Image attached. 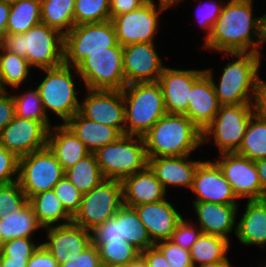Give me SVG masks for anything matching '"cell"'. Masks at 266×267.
<instances>
[{
	"mask_svg": "<svg viewBox=\"0 0 266 267\" xmlns=\"http://www.w3.org/2000/svg\"><path fill=\"white\" fill-rule=\"evenodd\" d=\"M253 0H227L202 48L219 53H257L260 17Z\"/></svg>",
	"mask_w": 266,
	"mask_h": 267,
	"instance_id": "6da1fadb",
	"label": "cell"
},
{
	"mask_svg": "<svg viewBox=\"0 0 266 267\" xmlns=\"http://www.w3.org/2000/svg\"><path fill=\"white\" fill-rule=\"evenodd\" d=\"M220 54L229 59L233 56L234 59L223 65L218 81L214 78L213 69H204L211 79L220 105L255 104L261 78L259 73L262 65L261 56L257 53Z\"/></svg>",
	"mask_w": 266,
	"mask_h": 267,
	"instance_id": "7a4b0ae2",
	"label": "cell"
},
{
	"mask_svg": "<svg viewBox=\"0 0 266 267\" xmlns=\"http://www.w3.org/2000/svg\"><path fill=\"white\" fill-rule=\"evenodd\" d=\"M142 137L148 159L191 155L203 147L202 131L184 114L166 113Z\"/></svg>",
	"mask_w": 266,
	"mask_h": 267,
	"instance_id": "3957f363",
	"label": "cell"
},
{
	"mask_svg": "<svg viewBox=\"0 0 266 267\" xmlns=\"http://www.w3.org/2000/svg\"><path fill=\"white\" fill-rule=\"evenodd\" d=\"M0 46L26 58L35 69L53 68L63 64L64 35L42 22L25 33H6Z\"/></svg>",
	"mask_w": 266,
	"mask_h": 267,
	"instance_id": "277c9868",
	"label": "cell"
},
{
	"mask_svg": "<svg viewBox=\"0 0 266 267\" xmlns=\"http://www.w3.org/2000/svg\"><path fill=\"white\" fill-rule=\"evenodd\" d=\"M125 135L143 136L167 112L158 82L131 83L123 90Z\"/></svg>",
	"mask_w": 266,
	"mask_h": 267,
	"instance_id": "5b68a950",
	"label": "cell"
},
{
	"mask_svg": "<svg viewBox=\"0 0 266 267\" xmlns=\"http://www.w3.org/2000/svg\"><path fill=\"white\" fill-rule=\"evenodd\" d=\"M39 71L42 72L43 78L37 82L38 85L35 84L39 90L46 115L49 117L48 112L50 111L57 118L59 117V120L61 118L63 121L61 123L65 124L80 109L81 99L79 100L77 95V82H75L80 79L77 69L63 63Z\"/></svg>",
	"mask_w": 266,
	"mask_h": 267,
	"instance_id": "8992f818",
	"label": "cell"
},
{
	"mask_svg": "<svg viewBox=\"0 0 266 267\" xmlns=\"http://www.w3.org/2000/svg\"><path fill=\"white\" fill-rule=\"evenodd\" d=\"M94 154L104 179L122 181L148 166L142 136L124 134L117 141L97 149Z\"/></svg>",
	"mask_w": 266,
	"mask_h": 267,
	"instance_id": "52a82bcc",
	"label": "cell"
},
{
	"mask_svg": "<svg viewBox=\"0 0 266 267\" xmlns=\"http://www.w3.org/2000/svg\"><path fill=\"white\" fill-rule=\"evenodd\" d=\"M255 104L222 105L212 122L202 131V145L212 142L219 154L239 149Z\"/></svg>",
	"mask_w": 266,
	"mask_h": 267,
	"instance_id": "ba28073f",
	"label": "cell"
},
{
	"mask_svg": "<svg viewBox=\"0 0 266 267\" xmlns=\"http://www.w3.org/2000/svg\"><path fill=\"white\" fill-rule=\"evenodd\" d=\"M117 43L111 20L74 25L64 35L63 63L77 67L91 53L107 51Z\"/></svg>",
	"mask_w": 266,
	"mask_h": 267,
	"instance_id": "9c48e42d",
	"label": "cell"
},
{
	"mask_svg": "<svg viewBox=\"0 0 266 267\" xmlns=\"http://www.w3.org/2000/svg\"><path fill=\"white\" fill-rule=\"evenodd\" d=\"M76 69L86 89L123 90L126 86L123 48L118 43L107 51L91 53Z\"/></svg>",
	"mask_w": 266,
	"mask_h": 267,
	"instance_id": "30bf717a",
	"label": "cell"
},
{
	"mask_svg": "<svg viewBox=\"0 0 266 267\" xmlns=\"http://www.w3.org/2000/svg\"><path fill=\"white\" fill-rule=\"evenodd\" d=\"M122 205L121 181L104 179L91 191L82 194L80 208L72 222L91 231L113 217Z\"/></svg>",
	"mask_w": 266,
	"mask_h": 267,
	"instance_id": "8fae6325",
	"label": "cell"
},
{
	"mask_svg": "<svg viewBox=\"0 0 266 267\" xmlns=\"http://www.w3.org/2000/svg\"><path fill=\"white\" fill-rule=\"evenodd\" d=\"M64 174L48 146L19 158L18 182L28 199L53 189Z\"/></svg>",
	"mask_w": 266,
	"mask_h": 267,
	"instance_id": "7c38bea8",
	"label": "cell"
},
{
	"mask_svg": "<svg viewBox=\"0 0 266 267\" xmlns=\"http://www.w3.org/2000/svg\"><path fill=\"white\" fill-rule=\"evenodd\" d=\"M166 11L150 1L128 13L111 18L116 32V39L122 47L136 43H155L160 15Z\"/></svg>",
	"mask_w": 266,
	"mask_h": 267,
	"instance_id": "4fadbf2b",
	"label": "cell"
},
{
	"mask_svg": "<svg viewBox=\"0 0 266 267\" xmlns=\"http://www.w3.org/2000/svg\"><path fill=\"white\" fill-rule=\"evenodd\" d=\"M214 162L224 178L230 183L238 199H262V187L255 167V161L237 153H221Z\"/></svg>",
	"mask_w": 266,
	"mask_h": 267,
	"instance_id": "5bb4252c",
	"label": "cell"
},
{
	"mask_svg": "<svg viewBox=\"0 0 266 267\" xmlns=\"http://www.w3.org/2000/svg\"><path fill=\"white\" fill-rule=\"evenodd\" d=\"M80 102L79 112L92 121L117 128L124 135V99L122 90H94Z\"/></svg>",
	"mask_w": 266,
	"mask_h": 267,
	"instance_id": "9a60e30c",
	"label": "cell"
},
{
	"mask_svg": "<svg viewBox=\"0 0 266 267\" xmlns=\"http://www.w3.org/2000/svg\"><path fill=\"white\" fill-rule=\"evenodd\" d=\"M123 48V70L126 85L158 82L166 67L155 43H136Z\"/></svg>",
	"mask_w": 266,
	"mask_h": 267,
	"instance_id": "2e32d148",
	"label": "cell"
},
{
	"mask_svg": "<svg viewBox=\"0 0 266 267\" xmlns=\"http://www.w3.org/2000/svg\"><path fill=\"white\" fill-rule=\"evenodd\" d=\"M49 130L39 121L15 115L0 133V145L18 158L47 146Z\"/></svg>",
	"mask_w": 266,
	"mask_h": 267,
	"instance_id": "e0dca14e",
	"label": "cell"
},
{
	"mask_svg": "<svg viewBox=\"0 0 266 267\" xmlns=\"http://www.w3.org/2000/svg\"><path fill=\"white\" fill-rule=\"evenodd\" d=\"M190 191L195 194V199L192 202L239 205V199L232 186L224 178L222 171L214 160L205 159L199 164Z\"/></svg>",
	"mask_w": 266,
	"mask_h": 267,
	"instance_id": "ac0fdd59",
	"label": "cell"
},
{
	"mask_svg": "<svg viewBox=\"0 0 266 267\" xmlns=\"http://www.w3.org/2000/svg\"><path fill=\"white\" fill-rule=\"evenodd\" d=\"M42 244L53 255L59 265L74 260L91 244V232L73 222L44 228ZM47 239V240H46Z\"/></svg>",
	"mask_w": 266,
	"mask_h": 267,
	"instance_id": "d6986e66",
	"label": "cell"
},
{
	"mask_svg": "<svg viewBox=\"0 0 266 267\" xmlns=\"http://www.w3.org/2000/svg\"><path fill=\"white\" fill-rule=\"evenodd\" d=\"M204 69H178L166 66L158 80L161 85L165 109L171 114H185L188 109L191 88Z\"/></svg>",
	"mask_w": 266,
	"mask_h": 267,
	"instance_id": "ffe728a7",
	"label": "cell"
},
{
	"mask_svg": "<svg viewBox=\"0 0 266 267\" xmlns=\"http://www.w3.org/2000/svg\"><path fill=\"white\" fill-rule=\"evenodd\" d=\"M167 198L133 207L140 221L146 227L148 235L155 244L171 238L183 215Z\"/></svg>",
	"mask_w": 266,
	"mask_h": 267,
	"instance_id": "44dd1931",
	"label": "cell"
},
{
	"mask_svg": "<svg viewBox=\"0 0 266 267\" xmlns=\"http://www.w3.org/2000/svg\"><path fill=\"white\" fill-rule=\"evenodd\" d=\"M196 213L198 227L202 233L220 236L229 242L230 234H236L239 205H225L212 202H191Z\"/></svg>",
	"mask_w": 266,
	"mask_h": 267,
	"instance_id": "7402d4cb",
	"label": "cell"
},
{
	"mask_svg": "<svg viewBox=\"0 0 266 267\" xmlns=\"http://www.w3.org/2000/svg\"><path fill=\"white\" fill-rule=\"evenodd\" d=\"M190 157L191 155L150 158L148 166L167 193L170 187H185L191 190L196 169L202 160H191Z\"/></svg>",
	"mask_w": 266,
	"mask_h": 267,
	"instance_id": "603a6c76",
	"label": "cell"
},
{
	"mask_svg": "<svg viewBox=\"0 0 266 267\" xmlns=\"http://www.w3.org/2000/svg\"><path fill=\"white\" fill-rule=\"evenodd\" d=\"M123 205L135 207L159 202L167 198V192L149 166L124 178L122 181Z\"/></svg>",
	"mask_w": 266,
	"mask_h": 267,
	"instance_id": "cb8c5ba5",
	"label": "cell"
},
{
	"mask_svg": "<svg viewBox=\"0 0 266 267\" xmlns=\"http://www.w3.org/2000/svg\"><path fill=\"white\" fill-rule=\"evenodd\" d=\"M220 106L211 79L204 71L193 83L184 115L203 131L212 122Z\"/></svg>",
	"mask_w": 266,
	"mask_h": 267,
	"instance_id": "d4e9b609",
	"label": "cell"
},
{
	"mask_svg": "<svg viewBox=\"0 0 266 267\" xmlns=\"http://www.w3.org/2000/svg\"><path fill=\"white\" fill-rule=\"evenodd\" d=\"M243 215L237 220L236 235L243 246L266 249V200H247Z\"/></svg>",
	"mask_w": 266,
	"mask_h": 267,
	"instance_id": "484cf974",
	"label": "cell"
},
{
	"mask_svg": "<svg viewBox=\"0 0 266 267\" xmlns=\"http://www.w3.org/2000/svg\"><path fill=\"white\" fill-rule=\"evenodd\" d=\"M47 146L64 171L73 167L90 153L85 144L63 123L54 124L50 128L47 136Z\"/></svg>",
	"mask_w": 266,
	"mask_h": 267,
	"instance_id": "4316f807",
	"label": "cell"
},
{
	"mask_svg": "<svg viewBox=\"0 0 266 267\" xmlns=\"http://www.w3.org/2000/svg\"><path fill=\"white\" fill-rule=\"evenodd\" d=\"M65 124L93 153L97 149L117 141L123 135L117 128L87 119L79 111Z\"/></svg>",
	"mask_w": 266,
	"mask_h": 267,
	"instance_id": "83f0119b",
	"label": "cell"
},
{
	"mask_svg": "<svg viewBox=\"0 0 266 267\" xmlns=\"http://www.w3.org/2000/svg\"><path fill=\"white\" fill-rule=\"evenodd\" d=\"M43 231L32 206L28 204L22 211H12L0 216V243L14 238H34V233Z\"/></svg>",
	"mask_w": 266,
	"mask_h": 267,
	"instance_id": "f1b7e54d",
	"label": "cell"
},
{
	"mask_svg": "<svg viewBox=\"0 0 266 267\" xmlns=\"http://www.w3.org/2000/svg\"><path fill=\"white\" fill-rule=\"evenodd\" d=\"M28 201L43 228L72 222L73 217L65 210L53 189L35 194Z\"/></svg>",
	"mask_w": 266,
	"mask_h": 267,
	"instance_id": "f546056e",
	"label": "cell"
},
{
	"mask_svg": "<svg viewBox=\"0 0 266 267\" xmlns=\"http://www.w3.org/2000/svg\"><path fill=\"white\" fill-rule=\"evenodd\" d=\"M29 65L26 58L15 53L8 52L0 46V91H8L11 88H20L28 80L32 81Z\"/></svg>",
	"mask_w": 266,
	"mask_h": 267,
	"instance_id": "4dcf8cb0",
	"label": "cell"
},
{
	"mask_svg": "<svg viewBox=\"0 0 266 267\" xmlns=\"http://www.w3.org/2000/svg\"><path fill=\"white\" fill-rule=\"evenodd\" d=\"M231 243L215 235L201 233L197 241L190 249V255L194 266L219 261H230L227 253Z\"/></svg>",
	"mask_w": 266,
	"mask_h": 267,
	"instance_id": "1f68e13d",
	"label": "cell"
},
{
	"mask_svg": "<svg viewBox=\"0 0 266 267\" xmlns=\"http://www.w3.org/2000/svg\"><path fill=\"white\" fill-rule=\"evenodd\" d=\"M75 0H41V22L66 35L75 25Z\"/></svg>",
	"mask_w": 266,
	"mask_h": 267,
	"instance_id": "d6a6232c",
	"label": "cell"
},
{
	"mask_svg": "<svg viewBox=\"0 0 266 267\" xmlns=\"http://www.w3.org/2000/svg\"><path fill=\"white\" fill-rule=\"evenodd\" d=\"M235 153L252 161L266 159V119L257 112L251 116L241 145Z\"/></svg>",
	"mask_w": 266,
	"mask_h": 267,
	"instance_id": "836d02e7",
	"label": "cell"
},
{
	"mask_svg": "<svg viewBox=\"0 0 266 267\" xmlns=\"http://www.w3.org/2000/svg\"><path fill=\"white\" fill-rule=\"evenodd\" d=\"M41 22V0H19L10 5L6 33H25Z\"/></svg>",
	"mask_w": 266,
	"mask_h": 267,
	"instance_id": "e575fe53",
	"label": "cell"
},
{
	"mask_svg": "<svg viewBox=\"0 0 266 267\" xmlns=\"http://www.w3.org/2000/svg\"><path fill=\"white\" fill-rule=\"evenodd\" d=\"M64 175L82 194L88 193L104 180L93 152L65 170Z\"/></svg>",
	"mask_w": 266,
	"mask_h": 267,
	"instance_id": "d590c367",
	"label": "cell"
},
{
	"mask_svg": "<svg viewBox=\"0 0 266 267\" xmlns=\"http://www.w3.org/2000/svg\"><path fill=\"white\" fill-rule=\"evenodd\" d=\"M120 231L122 240L127 241L140 251L155 245L134 208L125 205L120 207Z\"/></svg>",
	"mask_w": 266,
	"mask_h": 267,
	"instance_id": "8d00e7d4",
	"label": "cell"
},
{
	"mask_svg": "<svg viewBox=\"0 0 266 267\" xmlns=\"http://www.w3.org/2000/svg\"><path fill=\"white\" fill-rule=\"evenodd\" d=\"M34 89H28L25 92L17 94V90L13 89L11 91L12 97L15 102V113L16 116L26 119L37 120L41 122L48 130L54 125L51 120L46 115L44 106L42 104V99L39 94L37 87ZM14 91V92H13ZM13 92V93H12ZM16 92V93H15Z\"/></svg>",
	"mask_w": 266,
	"mask_h": 267,
	"instance_id": "74e56055",
	"label": "cell"
},
{
	"mask_svg": "<svg viewBox=\"0 0 266 267\" xmlns=\"http://www.w3.org/2000/svg\"><path fill=\"white\" fill-rule=\"evenodd\" d=\"M99 251L102 264L111 266H126L136 260L141 251L125 240L122 242H91Z\"/></svg>",
	"mask_w": 266,
	"mask_h": 267,
	"instance_id": "f35d334b",
	"label": "cell"
},
{
	"mask_svg": "<svg viewBox=\"0 0 266 267\" xmlns=\"http://www.w3.org/2000/svg\"><path fill=\"white\" fill-rule=\"evenodd\" d=\"M111 20L110 0H75V25Z\"/></svg>",
	"mask_w": 266,
	"mask_h": 267,
	"instance_id": "ab89813d",
	"label": "cell"
},
{
	"mask_svg": "<svg viewBox=\"0 0 266 267\" xmlns=\"http://www.w3.org/2000/svg\"><path fill=\"white\" fill-rule=\"evenodd\" d=\"M29 204L18 181L0 184V216L12 211H22Z\"/></svg>",
	"mask_w": 266,
	"mask_h": 267,
	"instance_id": "60d3db41",
	"label": "cell"
},
{
	"mask_svg": "<svg viewBox=\"0 0 266 267\" xmlns=\"http://www.w3.org/2000/svg\"><path fill=\"white\" fill-rule=\"evenodd\" d=\"M199 0L200 3H198V10L196 8V21L197 24L200 25L203 31H205L204 34V41L209 38L211 35L213 26L215 22L217 21L222 8L225 4V0H209L203 1ZM224 2V3H223ZM201 6V7H200Z\"/></svg>",
	"mask_w": 266,
	"mask_h": 267,
	"instance_id": "b9f144b4",
	"label": "cell"
},
{
	"mask_svg": "<svg viewBox=\"0 0 266 267\" xmlns=\"http://www.w3.org/2000/svg\"><path fill=\"white\" fill-rule=\"evenodd\" d=\"M55 195L62 202L65 210L72 216L78 212L82 193L64 175L53 188Z\"/></svg>",
	"mask_w": 266,
	"mask_h": 267,
	"instance_id": "7bdbcfd3",
	"label": "cell"
},
{
	"mask_svg": "<svg viewBox=\"0 0 266 267\" xmlns=\"http://www.w3.org/2000/svg\"><path fill=\"white\" fill-rule=\"evenodd\" d=\"M39 242V244H37ZM34 242L33 238H14L1 244L2 258L30 259L40 241Z\"/></svg>",
	"mask_w": 266,
	"mask_h": 267,
	"instance_id": "ee69618b",
	"label": "cell"
},
{
	"mask_svg": "<svg viewBox=\"0 0 266 267\" xmlns=\"http://www.w3.org/2000/svg\"><path fill=\"white\" fill-rule=\"evenodd\" d=\"M155 246L167 259L170 267H194L190 250L178 246L170 239L155 243Z\"/></svg>",
	"mask_w": 266,
	"mask_h": 267,
	"instance_id": "f6af8a7d",
	"label": "cell"
},
{
	"mask_svg": "<svg viewBox=\"0 0 266 267\" xmlns=\"http://www.w3.org/2000/svg\"><path fill=\"white\" fill-rule=\"evenodd\" d=\"M91 242H122L120 231V208L116 214L91 231Z\"/></svg>",
	"mask_w": 266,
	"mask_h": 267,
	"instance_id": "bcb514c9",
	"label": "cell"
},
{
	"mask_svg": "<svg viewBox=\"0 0 266 267\" xmlns=\"http://www.w3.org/2000/svg\"><path fill=\"white\" fill-rule=\"evenodd\" d=\"M195 225L196 223H193V220L190 219L189 221V219L183 217L172 233L170 240L178 246L190 250L202 233V230Z\"/></svg>",
	"mask_w": 266,
	"mask_h": 267,
	"instance_id": "7dc6e473",
	"label": "cell"
},
{
	"mask_svg": "<svg viewBox=\"0 0 266 267\" xmlns=\"http://www.w3.org/2000/svg\"><path fill=\"white\" fill-rule=\"evenodd\" d=\"M19 158L0 145V184L18 181Z\"/></svg>",
	"mask_w": 266,
	"mask_h": 267,
	"instance_id": "c3c4849f",
	"label": "cell"
},
{
	"mask_svg": "<svg viewBox=\"0 0 266 267\" xmlns=\"http://www.w3.org/2000/svg\"><path fill=\"white\" fill-rule=\"evenodd\" d=\"M101 259L98 248L91 243L74 260L60 265V267H101Z\"/></svg>",
	"mask_w": 266,
	"mask_h": 267,
	"instance_id": "681fc988",
	"label": "cell"
},
{
	"mask_svg": "<svg viewBox=\"0 0 266 267\" xmlns=\"http://www.w3.org/2000/svg\"><path fill=\"white\" fill-rule=\"evenodd\" d=\"M15 115V102L11 90L0 91V133Z\"/></svg>",
	"mask_w": 266,
	"mask_h": 267,
	"instance_id": "f907efd6",
	"label": "cell"
},
{
	"mask_svg": "<svg viewBox=\"0 0 266 267\" xmlns=\"http://www.w3.org/2000/svg\"><path fill=\"white\" fill-rule=\"evenodd\" d=\"M27 267H60L53 255L41 244L28 261Z\"/></svg>",
	"mask_w": 266,
	"mask_h": 267,
	"instance_id": "816d5d0a",
	"label": "cell"
},
{
	"mask_svg": "<svg viewBox=\"0 0 266 267\" xmlns=\"http://www.w3.org/2000/svg\"><path fill=\"white\" fill-rule=\"evenodd\" d=\"M147 0H110V17L115 18L124 13L134 11Z\"/></svg>",
	"mask_w": 266,
	"mask_h": 267,
	"instance_id": "f5cc1de1",
	"label": "cell"
},
{
	"mask_svg": "<svg viewBox=\"0 0 266 267\" xmlns=\"http://www.w3.org/2000/svg\"><path fill=\"white\" fill-rule=\"evenodd\" d=\"M141 256L146 261L148 267H170L167 259L155 245L141 251Z\"/></svg>",
	"mask_w": 266,
	"mask_h": 267,
	"instance_id": "db71d44e",
	"label": "cell"
},
{
	"mask_svg": "<svg viewBox=\"0 0 266 267\" xmlns=\"http://www.w3.org/2000/svg\"><path fill=\"white\" fill-rule=\"evenodd\" d=\"M256 112L266 119V81L260 78L255 102Z\"/></svg>",
	"mask_w": 266,
	"mask_h": 267,
	"instance_id": "11a10c76",
	"label": "cell"
},
{
	"mask_svg": "<svg viewBox=\"0 0 266 267\" xmlns=\"http://www.w3.org/2000/svg\"><path fill=\"white\" fill-rule=\"evenodd\" d=\"M10 4L0 1V42L6 34Z\"/></svg>",
	"mask_w": 266,
	"mask_h": 267,
	"instance_id": "9f6ffc18",
	"label": "cell"
},
{
	"mask_svg": "<svg viewBox=\"0 0 266 267\" xmlns=\"http://www.w3.org/2000/svg\"><path fill=\"white\" fill-rule=\"evenodd\" d=\"M255 167L261 182L262 199L266 200V159L256 160Z\"/></svg>",
	"mask_w": 266,
	"mask_h": 267,
	"instance_id": "6f0895ef",
	"label": "cell"
},
{
	"mask_svg": "<svg viewBox=\"0 0 266 267\" xmlns=\"http://www.w3.org/2000/svg\"><path fill=\"white\" fill-rule=\"evenodd\" d=\"M260 17L259 24V38H258V54L263 59V53L261 51V47L266 44V14H262Z\"/></svg>",
	"mask_w": 266,
	"mask_h": 267,
	"instance_id": "680465c9",
	"label": "cell"
},
{
	"mask_svg": "<svg viewBox=\"0 0 266 267\" xmlns=\"http://www.w3.org/2000/svg\"><path fill=\"white\" fill-rule=\"evenodd\" d=\"M29 259L2 258V267H27Z\"/></svg>",
	"mask_w": 266,
	"mask_h": 267,
	"instance_id": "91938a15",
	"label": "cell"
},
{
	"mask_svg": "<svg viewBox=\"0 0 266 267\" xmlns=\"http://www.w3.org/2000/svg\"><path fill=\"white\" fill-rule=\"evenodd\" d=\"M150 2H152L153 4H157L156 2L158 1L157 6L165 8L166 10L170 9L171 7L173 8L175 5L178 6V4H181V1L184 2L183 0H148ZM197 1V0H196Z\"/></svg>",
	"mask_w": 266,
	"mask_h": 267,
	"instance_id": "94428289",
	"label": "cell"
},
{
	"mask_svg": "<svg viewBox=\"0 0 266 267\" xmlns=\"http://www.w3.org/2000/svg\"><path fill=\"white\" fill-rule=\"evenodd\" d=\"M194 267H234L230 261H219L213 263L200 264Z\"/></svg>",
	"mask_w": 266,
	"mask_h": 267,
	"instance_id": "6125c7cd",
	"label": "cell"
},
{
	"mask_svg": "<svg viewBox=\"0 0 266 267\" xmlns=\"http://www.w3.org/2000/svg\"><path fill=\"white\" fill-rule=\"evenodd\" d=\"M123 267H148L144 258L140 255L136 260L128 263L126 266Z\"/></svg>",
	"mask_w": 266,
	"mask_h": 267,
	"instance_id": "be15d7a7",
	"label": "cell"
},
{
	"mask_svg": "<svg viewBox=\"0 0 266 267\" xmlns=\"http://www.w3.org/2000/svg\"><path fill=\"white\" fill-rule=\"evenodd\" d=\"M0 1L11 5V4H14L15 2H17L19 0H0Z\"/></svg>",
	"mask_w": 266,
	"mask_h": 267,
	"instance_id": "e7e4bbea",
	"label": "cell"
},
{
	"mask_svg": "<svg viewBox=\"0 0 266 267\" xmlns=\"http://www.w3.org/2000/svg\"><path fill=\"white\" fill-rule=\"evenodd\" d=\"M101 267H121V266H111V265L102 264Z\"/></svg>",
	"mask_w": 266,
	"mask_h": 267,
	"instance_id": "03108f58",
	"label": "cell"
},
{
	"mask_svg": "<svg viewBox=\"0 0 266 267\" xmlns=\"http://www.w3.org/2000/svg\"><path fill=\"white\" fill-rule=\"evenodd\" d=\"M0 267H2V252L0 250Z\"/></svg>",
	"mask_w": 266,
	"mask_h": 267,
	"instance_id": "003e7915",
	"label": "cell"
}]
</instances>
